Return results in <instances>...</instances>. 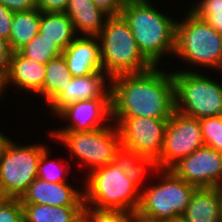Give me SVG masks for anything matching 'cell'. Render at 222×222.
I'll use <instances>...</instances> for the list:
<instances>
[{"mask_svg": "<svg viewBox=\"0 0 222 222\" xmlns=\"http://www.w3.org/2000/svg\"><path fill=\"white\" fill-rule=\"evenodd\" d=\"M71 83V74L64 56L51 59L46 64V76L43 89L38 93L49 106Z\"/></svg>", "mask_w": 222, "mask_h": 222, "instance_id": "cell-24", "label": "cell"}, {"mask_svg": "<svg viewBox=\"0 0 222 222\" xmlns=\"http://www.w3.org/2000/svg\"><path fill=\"white\" fill-rule=\"evenodd\" d=\"M204 145L199 119L175 110L168 120L162 151L156 160L157 166L159 169H171Z\"/></svg>", "mask_w": 222, "mask_h": 222, "instance_id": "cell-10", "label": "cell"}, {"mask_svg": "<svg viewBox=\"0 0 222 222\" xmlns=\"http://www.w3.org/2000/svg\"><path fill=\"white\" fill-rule=\"evenodd\" d=\"M14 12L0 4V37L8 40Z\"/></svg>", "mask_w": 222, "mask_h": 222, "instance_id": "cell-31", "label": "cell"}, {"mask_svg": "<svg viewBox=\"0 0 222 222\" xmlns=\"http://www.w3.org/2000/svg\"><path fill=\"white\" fill-rule=\"evenodd\" d=\"M201 71L173 70L175 110L201 119L222 115V84Z\"/></svg>", "mask_w": 222, "mask_h": 222, "instance_id": "cell-6", "label": "cell"}, {"mask_svg": "<svg viewBox=\"0 0 222 222\" xmlns=\"http://www.w3.org/2000/svg\"><path fill=\"white\" fill-rule=\"evenodd\" d=\"M11 140L0 155V197L20 198L37 178L44 144H21Z\"/></svg>", "mask_w": 222, "mask_h": 222, "instance_id": "cell-9", "label": "cell"}, {"mask_svg": "<svg viewBox=\"0 0 222 222\" xmlns=\"http://www.w3.org/2000/svg\"><path fill=\"white\" fill-rule=\"evenodd\" d=\"M50 152H51L50 149L47 148L41 154L39 166H38V171H37V177L42 180H45L47 182H57V183L67 182L66 181L67 178L65 176H67V174L70 173V171L69 172L67 171L69 166L67 164H65V162L67 160H65V161H63L61 159L60 160H52L51 157H49L51 155ZM49 159H51V160H49ZM66 165H67V167H66Z\"/></svg>", "mask_w": 222, "mask_h": 222, "instance_id": "cell-26", "label": "cell"}, {"mask_svg": "<svg viewBox=\"0 0 222 222\" xmlns=\"http://www.w3.org/2000/svg\"><path fill=\"white\" fill-rule=\"evenodd\" d=\"M169 119L112 117L118 127L121 145L157 160L160 157Z\"/></svg>", "mask_w": 222, "mask_h": 222, "instance_id": "cell-11", "label": "cell"}, {"mask_svg": "<svg viewBox=\"0 0 222 222\" xmlns=\"http://www.w3.org/2000/svg\"><path fill=\"white\" fill-rule=\"evenodd\" d=\"M57 116L68 123L52 131L83 132L104 128L112 122L111 98L81 100L63 108Z\"/></svg>", "mask_w": 222, "mask_h": 222, "instance_id": "cell-13", "label": "cell"}, {"mask_svg": "<svg viewBox=\"0 0 222 222\" xmlns=\"http://www.w3.org/2000/svg\"><path fill=\"white\" fill-rule=\"evenodd\" d=\"M22 204L84 206V191L70 183L47 182L36 178L19 198Z\"/></svg>", "mask_w": 222, "mask_h": 222, "instance_id": "cell-15", "label": "cell"}, {"mask_svg": "<svg viewBox=\"0 0 222 222\" xmlns=\"http://www.w3.org/2000/svg\"><path fill=\"white\" fill-rule=\"evenodd\" d=\"M198 3V4H197ZM194 5V6H193ZM192 5L191 12H221L222 11V0H197Z\"/></svg>", "mask_w": 222, "mask_h": 222, "instance_id": "cell-34", "label": "cell"}, {"mask_svg": "<svg viewBox=\"0 0 222 222\" xmlns=\"http://www.w3.org/2000/svg\"><path fill=\"white\" fill-rule=\"evenodd\" d=\"M103 71L112 79L121 74L141 73L153 65L139 51L133 33L119 16H110L97 36Z\"/></svg>", "mask_w": 222, "mask_h": 222, "instance_id": "cell-5", "label": "cell"}, {"mask_svg": "<svg viewBox=\"0 0 222 222\" xmlns=\"http://www.w3.org/2000/svg\"><path fill=\"white\" fill-rule=\"evenodd\" d=\"M110 83L111 78L104 71L86 76H71V83H68L65 90L47 107L52 114L57 115L63 108L81 100L111 98Z\"/></svg>", "mask_w": 222, "mask_h": 222, "instance_id": "cell-14", "label": "cell"}, {"mask_svg": "<svg viewBox=\"0 0 222 222\" xmlns=\"http://www.w3.org/2000/svg\"><path fill=\"white\" fill-rule=\"evenodd\" d=\"M69 0H37L41 12H65Z\"/></svg>", "mask_w": 222, "mask_h": 222, "instance_id": "cell-33", "label": "cell"}, {"mask_svg": "<svg viewBox=\"0 0 222 222\" xmlns=\"http://www.w3.org/2000/svg\"><path fill=\"white\" fill-rule=\"evenodd\" d=\"M12 139L0 132V155L5 151L6 146Z\"/></svg>", "mask_w": 222, "mask_h": 222, "instance_id": "cell-37", "label": "cell"}, {"mask_svg": "<svg viewBox=\"0 0 222 222\" xmlns=\"http://www.w3.org/2000/svg\"><path fill=\"white\" fill-rule=\"evenodd\" d=\"M84 204L101 210L136 213L141 191L115 162L85 174Z\"/></svg>", "mask_w": 222, "mask_h": 222, "instance_id": "cell-3", "label": "cell"}, {"mask_svg": "<svg viewBox=\"0 0 222 222\" xmlns=\"http://www.w3.org/2000/svg\"><path fill=\"white\" fill-rule=\"evenodd\" d=\"M41 11L38 8L14 12L8 43L13 52L19 51L38 33Z\"/></svg>", "mask_w": 222, "mask_h": 222, "instance_id": "cell-23", "label": "cell"}, {"mask_svg": "<svg viewBox=\"0 0 222 222\" xmlns=\"http://www.w3.org/2000/svg\"><path fill=\"white\" fill-rule=\"evenodd\" d=\"M159 66L111 79L112 117L169 119L175 111L172 70Z\"/></svg>", "mask_w": 222, "mask_h": 222, "instance_id": "cell-1", "label": "cell"}, {"mask_svg": "<svg viewBox=\"0 0 222 222\" xmlns=\"http://www.w3.org/2000/svg\"><path fill=\"white\" fill-rule=\"evenodd\" d=\"M165 222H187L182 216L174 217Z\"/></svg>", "mask_w": 222, "mask_h": 222, "instance_id": "cell-40", "label": "cell"}, {"mask_svg": "<svg viewBox=\"0 0 222 222\" xmlns=\"http://www.w3.org/2000/svg\"><path fill=\"white\" fill-rule=\"evenodd\" d=\"M156 173H161L158 176L161 181L141 190L135 214L155 221L182 216L196 187L178 177L171 169H158Z\"/></svg>", "mask_w": 222, "mask_h": 222, "instance_id": "cell-7", "label": "cell"}, {"mask_svg": "<svg viewBox=\"0 0 222 222\" xmlns=\"http://www.w3.org/2000/svg\"><path fill=\"white\" fill-rule=\"evenodd\" d=\"M171 170L196 188L217 187L222 180V153L204 145L177 162Z\"/></svg>", "mask_w": 222, "mask_h": 222, "instance_id": "cell-12", "label": "cell"}, {"mask_svg": "<svg viewBox=\"0 0 222 222\" xmlns=\"http://www.w3.org/2000/svg\"><path fill=\"white\" fill-rule=\"evenodd\" d=\"M133 222H165V221L150 220V219L142 218L138 216L137 214L133 213Z\"/></svg>", "mask_w": 222, "mask_h": 222, "instance_id": "cell-38", "label": "cell"}, {"mask_svg": "<svg viewBox=\"0 0 222 222\" xmlns=\"http://www.w3.org/2000/svg\"><path fill=\"white\" fill-rule=\"evenodd\" d=\"M12 50H0V78L4 81L10 70Z\"/></svg>", "mask_w": 222, "mask_h": 222, "instance_id": "cell-36", "label": "cell"}, {"mask_svg": "<svg viewBox=\"0 0 222 222\" xmlns=\"http://www.w3.org/2000/svg\"><path fill=\"white\" fill-rule=\"evenodd\" d=\"M205 146L222 153V115L199 119Z\"/></svg>", "mask_w": 222, "mask_h": 222, "instance_id": "cell-27", "label": "cell"}, {"mask_svg": "<svg viewBox=\"0 0 222 222\" xmlns=\"http://www.w3.org/2000/svg\"><path fill=\"white\" fill-rule=\"evenodd\" d=\"M19 52L24 57L42 64H47L51 59L63 54V50L55 42L43 38L40 33L24 45Z\"/></svg>", "mask_w": 222, "mask_h": 222, "instance_id": "cell-25", "label": "cell"}, {"mask_svg": "<svg viewBox=\"0 0 222 222\" xmlns=\"http://www.w3.org/2000/svg\"><path fill=\"white\" fill-rule=\"evenodd\" d=\"M45 76L46 64L30 60L19 51L13 52L10 70L4 80V90L9 89L12 84V87L14 86L17 89H23L36 95L43 89Z\"/></svg>", "mask_w": 222, "mask_h": 222, "instance_id": "cell-17", "label": "cell"}, {"mask_svg": "<svg viewBox=\"0 0 222 222\" xmlns=\"http://www.w3.org/2000/svg\"><path fill=\"white\" fill-rule=\"evenodd\" d=\"M219 192H220V195H221V199H222V180L221 182L219 183V185L217 186Z\"/></svg>", "mask_w": 222, "mask_h": 222, "instance_id": "cell-42", "label": "cell"}, {"mask_svg": "<svg viewBox=\"0 0 222 222\" xmlns=\"http://www.w3.org/2000/svg\"><path fill=\"white\" fill-rule=\"evenodd\" d=\"M112 123L93 131L49 130V136L51 135L52 140L59 141L66 146L70 154L74 155L72 157L79 159L80 166L84 167L86 165L87 174L94 169L107 166L110 162H113L115 152L121 146L118 127Z\"/></svg>", "mask_w": 222, "mask_h": 222, "instance_id": "cell-8", "label": "cell"}, {"mask_svg": "<svg viewBox=\"0 0 222 222\" xmlns=\"http://www.w3.org/2000/svg\"><path fill=\"white\" fill-rule=\"evenodd\" d=\"M0 222H24L19 198L0 197Z\"/></svg>", "mask_w": 222, "mask_h": 222, "instance_id": "cell-29", "label": "cell"}, {"mask_svg": "<svg viewBox=\"0 0 222 222\" xmlns=\"http://www.w3.org/2000/svg\"><path fill=\"white\" fill-rule=\"evenodd\" d=\"M64 13L73 22L77 36H98L110 17L92 0H69Z\"/></svg>", "mask_w": 222, "mask_h": 222, "instance_id": "cell-18", "label": "cell"}, {"mask_svg": "<svg viewBox=\"0 0 222 222\" xmlns=\"http://www.w3.org/2000/svg\"><path fill=\"white\" fill-rule=\"evenodd\" d=\"M120 15L128 23L139 51L153 65L175 50L177 19L168 17L150 0H126Z\"/></svg>", "mask_w": 222, "mask_h": 222, "instance_id": "cell-2", "label": "cell"}, {"mask_svg": "<svg viewBox=\"0 0 222 222\" xmlns=\"http://www.w3.org/2000/svg\"><path fill=\"white\" fill-rule=\"evenodd\" d=\"M201 20L209 23L219 33L222 32V11L221 12H192Z\"/></svg>", "mask_w": 222, "mask_h": 222, "instance_id": "cell-35", "label": "cell"}, {"mask_svg": "<svg viewBox=\"0 0 222 222\" xmlns=\"http://www.w3.org/2000/svg\"><path fill=\"white\" fill-rule=\"evenodd\" d=\"M0 4L12 12L27 11L37 8V0H0Z\"/></svg>", "mask_w": 222, "mask_h": 222, "instance_id": "cell-32", "label": "cell"}, {"mask_svg": "<svg viewBox=\"0 0 222 222\" xmlns=\"http://www.w3.org/2000/svg\"><path fill=\"white\" fill-rule=\"evenodd\" d=\"M182 217L187 222H222V199L218 188H196Z\"/></svg>", "mask_w": 222, "mask_h": 222, "instance_id": "cell-19", "label": "cell"}, {"mask_svg": "<svg viewBox=\"0 0 222 222\" xmlns=\"http://www.w3.org/2000/svg\"><path fill=\"white\" fill-rule=\"evenodd\" d=\"M82 222H133V213L117 210H101L84 205Z\"/></svg>", "mask_w": 222, "mask_h": 222, "instance_id": "cell-28", "label": "cell"}, {"mask_svg": "<svg viewBox=\"0 0 222 222\" xmlns=\"http://www.w3.org/2000/svg\"><path fill=\"white\" fill-rule=\"evenodd\" d=\"M176 22L174 57L181 58L185 65L208 69L221 68V34L209 23L201 20L190 10ZM182 20V21H181Z\"/></svg>", "mask_w": 222, "mask_h": 222, "instance_id": "cell-4", "label": "cell"}, {"mask_svg": "<svg viewBox=\"0 0 222 222\" xmlns=\"http://www.w3.org/2000/svg\"><path fill=\"white\" fill-rule=\"evenodd\" d=\"M0 50H12L9 46L8 40L0 37Z\"/></svg>", "mask_w": 222, "mask_h": 222, "instance_id": "cell-39", "label": "cell"}, {"mask_svg": "<svg viewBox=\"0 0 222 222\" xmlns=\"http://www.w3.org/2000/svg\"><path fill=\"white\" fill-rule=\"evenodd\" d=\"M220 34H221V39H222V32H220ZM218 72H220L221 75H222V61H221V68H220V70Z\"/></svg>", "mask_w": 222, "mask_h": 222, "instance_id": "cell-43", "label": "cell"}, {"mask_svg": "<svg viewBox=\"0 0 222 222\" xmlns=\"http://www.w3.org/2000/svg\"><path fill=\"white\" fill-rule=\"evenodd\" d=\"M62 55L72 77L103 71L100 42L97 36H77Z\"/></svg>", "mask_w": 222, "mask_h": 222, "instance_id": "cell-16", "label": "cell"}, {"mask_svg": "<svg viewBox=\"0 0 222 222\" xmlns=\"http://www.w3.org/2000/svg\"><path fill=\"white\" fill-rule=\"evenodd\" d=\"M120 169L126 174L127 178L141 191L145 176L153 170L156 172L159 168L154 158L144 157L142 154L121 145L115 152L113 159ZM147 173V174H146ZM143 186V187H142Z\"/></svg>", "mask_w": 222, "mask_h": 222, "instance_id": "cell-20", "label": "cell"}, {"mask_svg": "<svg viewBox=\"0 0 222 222\" xmlns=\"http://www.w3.org/2000/svg\"><path fill=\"white\" fill-rule=\"evenodd\" d=\"M83 207L22 204L24 222H82Z\"/></svg>", "mask_w": 222, "mask_h": 222, "instance_id": "cell-22", "label": "cell"}, {"mask_svg": "<svg viewBox=\"0 0 222 222\" xmlns=\"http://www.w3.org/2000/svg\"><path fill=\"white\" fill-rule=\"evenodd\" d=\"M95 5L109 16H119L126 0H92Z\"/></svg>", "mask_w": 222, "mask_h": 222, "instance_id": "cell-30", "label": "cell"}, {"mask_svg": "<svg viewBox=\"0 0 222 222\" xmlns=\"http://www.w3.org/2000/svg\"><path fill=\"white\" fill-rule=\"evenodd\" d=\"M4 92H6V91L4 90V81L0 78V98H2V96L5 95ZM3 94H4V95H3Z\"/></svg>", "mask_w": 222, "mask_h": 222, "instance_id": "cell-41", "label": "cell"}, {"mask_svg": "<svg viewBox=\"0 0 222 222\" xmlns=\"http://www.w3.org/2000/svg\"><path fill=\"white\" fill-rule=\"evenodd\" d=\"M39 33L63 51L77 37L73 22L64 12H41Z\"/></svg>", "mask_w": 222, "mask_h": 222, "instance_id": "cell-21", "label": "cell"}]
</instances>
